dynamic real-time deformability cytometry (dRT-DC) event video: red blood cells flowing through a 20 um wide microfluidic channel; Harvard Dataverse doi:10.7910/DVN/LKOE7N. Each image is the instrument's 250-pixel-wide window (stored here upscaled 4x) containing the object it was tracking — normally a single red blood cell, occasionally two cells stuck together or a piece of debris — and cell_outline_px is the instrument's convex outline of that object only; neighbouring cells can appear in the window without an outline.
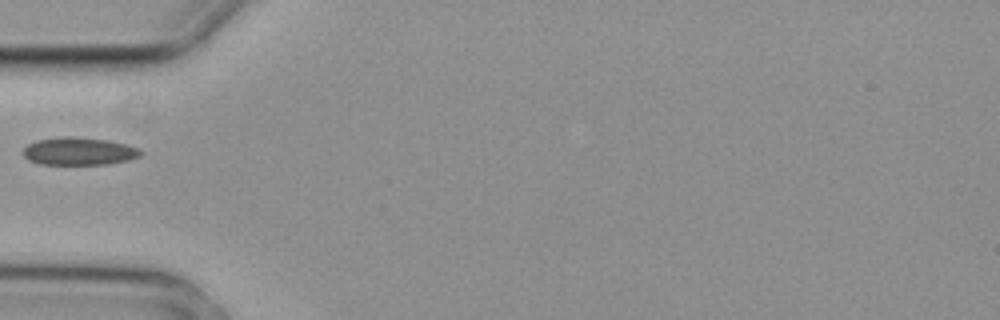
{"species": "common noctule bat (a hibernating species)", "species_latin": "Nyctalus noctula", "temperature_condition": "cold", "stored_images_in_passage": 1, "camera_frame_rate_fps": 3000, "um_per_image_px": 0.085, "animal": {"sex": "female", "body_mass_g": 29.2, "forearm_length_mm": 56.3}, "frame": {"image": 1, "passage_image": 1, "time_ms": 0.0, "image_size_px": [1000, 320], "cell_outline_px": [[144, 152], [140, 156], [128, 160], [108, 164], [40, 164], [28, 160], [20, 152], [28, 144], [36, 140], [64, 136], [68, 136], [108, 140], [140, 148]], "centroid_in_image_um": [6.69, 12.86], "position_along_channel_um": 78.3, "area_um2": 19.07}}